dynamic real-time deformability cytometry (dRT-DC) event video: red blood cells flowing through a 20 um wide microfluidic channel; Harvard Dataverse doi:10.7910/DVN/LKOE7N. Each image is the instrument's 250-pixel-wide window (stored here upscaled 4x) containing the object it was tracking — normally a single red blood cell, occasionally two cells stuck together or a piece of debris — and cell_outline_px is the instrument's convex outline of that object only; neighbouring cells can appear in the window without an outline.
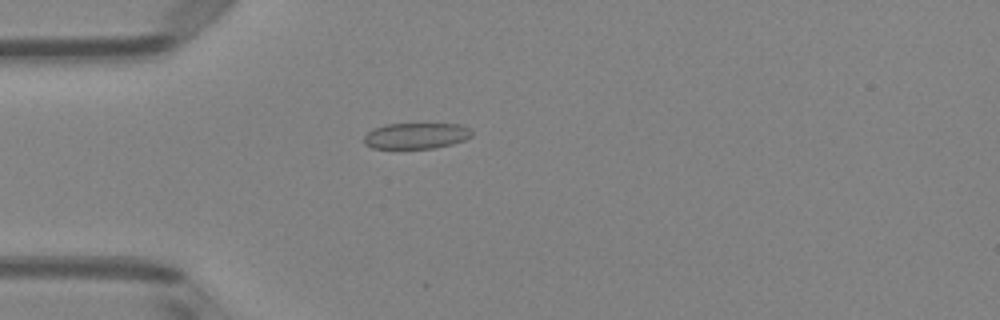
{"species": "Egyptian fruit bat (a non-hibernating species)", "species_latin": "Rousettus aegyptiacus", "temperature_condition": "room temperature", "stored_images_in_passage": 52, "camera_frame_rate_fps": 3000, "um_per_image_px": 0.085, "animal": {"sex": "female"}, "frame": {"image": 1, "passage_image": 15, "time_ms": 4.667, "image_size_px": [1000, 320], "cell_outline_px": [[472, 136], [464, 140], [452, 144], [436, 148], [372, 148], [364, 144], [364, 136], [372, 128], [384, 124], [460, 124], [468, 128], [472, 132]], "centroid_in_image_um": [35.35, 11.54], "position_along_channel_um": 49.7, "area_um2": 16.36}}
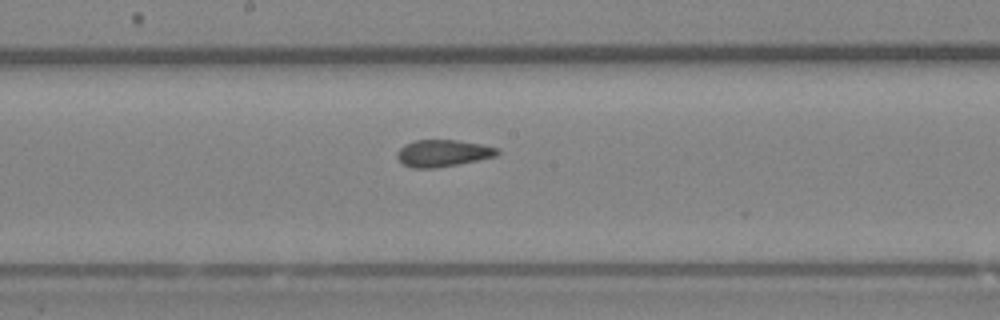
{"frame": {"image": 2, "passage_image": 28, "time_ms": 9.0, "image_size_px": [1000, 320], "cell_outline_px": [[500, 152], [496, 156], [436, 168], [412, 168], [404, 164], [396, 156], [396, 152], [404, 144], [416, 140], [456, 140], [480, 144], [500, 148]], "centroid_in_image_um": [37.63, 13.01], "position_along_channel_um": 210.6, "area_um2": 15.61}}
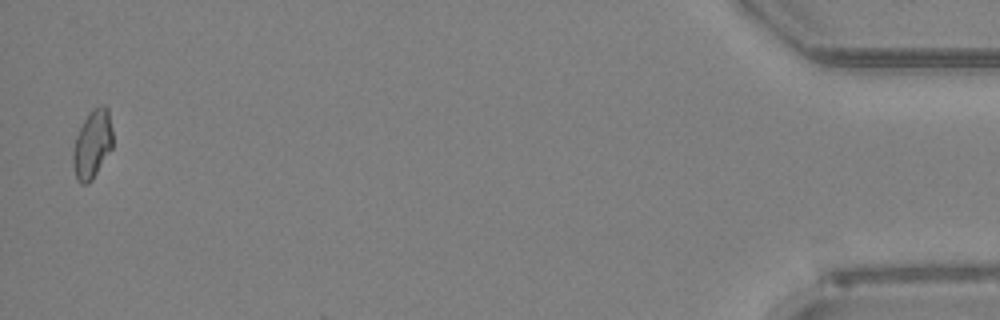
{"frame": {"image": 3, "passage_image": 51, "time_ms": 16.667, "image_size_px": [1000, 320], "cell_outline_px": [[112, 148], [92, 180], [88, 184], [80, 184], [76, 180], [72, 164], [72, 152], [76, 136], [88, 112], [92, 108], [100, 104], [104, 104], [108, 108], [112, 128]], "centroid_in_image_um": [7.84, 12.25], "position_along_channel_um": 427.4, "area_um2": 16.13}, "authors_computed_cell_mechanics": {"area_um2": 16.0684, "velocity_mm_per_s": 3.9985, "shape_relaxation_time_tau1_ms": null, "shape_relaxation_time_tau2_ms": 1.3995, "deformation_change_tau1": null, "deformation_change_tau2": 0.0766}}